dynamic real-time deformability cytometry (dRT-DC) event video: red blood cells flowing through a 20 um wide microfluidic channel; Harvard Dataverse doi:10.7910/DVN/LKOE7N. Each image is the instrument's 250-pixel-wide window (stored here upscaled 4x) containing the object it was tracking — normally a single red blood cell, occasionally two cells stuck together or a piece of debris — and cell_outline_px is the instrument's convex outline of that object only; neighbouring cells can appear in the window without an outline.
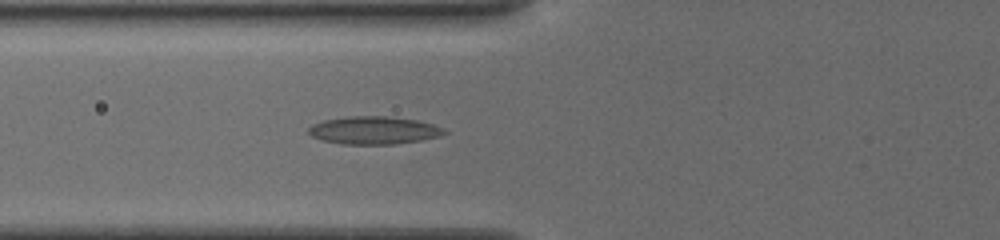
{"species": "common noctule bat (a hibernating species)", "species_latin": "Nyctalus noctula", "temperature_condition": "cold", "stored_images_in_passage": 45, "camera_frame_rate_fps": 3000, "um_per_image_px": 0.085, "animal": {"sex": "female", "body_mass_g": 19.5, "forearm_length_mm": 54.1}, "frame": {"image": 1, "passage_image": 20, "time_ms": 7.0, "image_size_px": [1000, 240], "cell_outline_px": [[448, 132], [440, 136], [420, 140], [396, 144], [340, 144], [320, 140], [312, 136], [308, 132], [308, 128], [312, 124], [324, 120], [348, 116], [392, 116], [416, 120], [432, 124], [444, 128]], "centroid_in_image_um": [31.76, 11.07], "position_along_channel_um": 94.0, "area_um2": 22.14}}
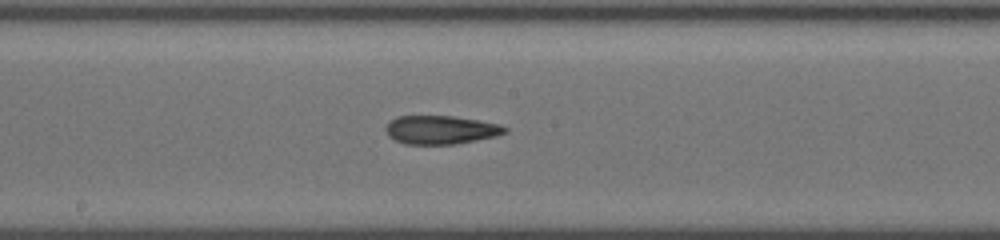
{"frame": {"image": 2, "passage_image": 31, "time_ms": 10.0, "image_size_px": [1000, 240], "cell_outline_px": [[508, 132], [496, 136], [456, 144], [404, 144], [388, 136], [384, 128], [396, 116], [452, 116], [500, 124], [508, 128]], "centroid_in_image_um": [37.47, 11.04], "position_along_channel_um": 210.7, "area_um2": 19.77}}
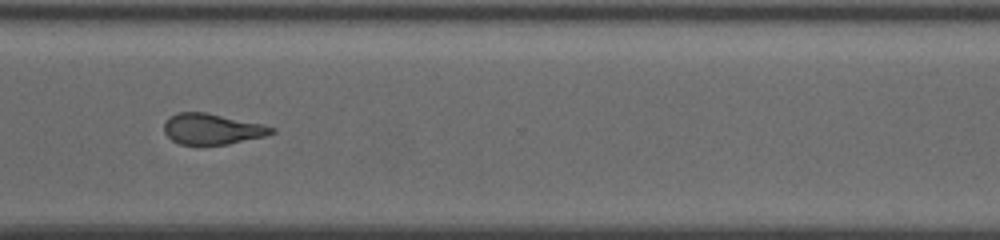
{"frame": {"image": 3, "passage_image": 44, "time_ms": 13.667, "image_size_px": [1000, 240], "cell_outline_px": [[276, 132], [264, 136], [228, 144], [180, 144], [172, 140], [164, 132], [164, 124], [168, 116], [176, 112], [204, 112], [264, 124], [276, 128]], "centroid_in_image_um": [18.03, 10.95], "position_along_channel_um": 352.6, "area_um2": 19.25}}